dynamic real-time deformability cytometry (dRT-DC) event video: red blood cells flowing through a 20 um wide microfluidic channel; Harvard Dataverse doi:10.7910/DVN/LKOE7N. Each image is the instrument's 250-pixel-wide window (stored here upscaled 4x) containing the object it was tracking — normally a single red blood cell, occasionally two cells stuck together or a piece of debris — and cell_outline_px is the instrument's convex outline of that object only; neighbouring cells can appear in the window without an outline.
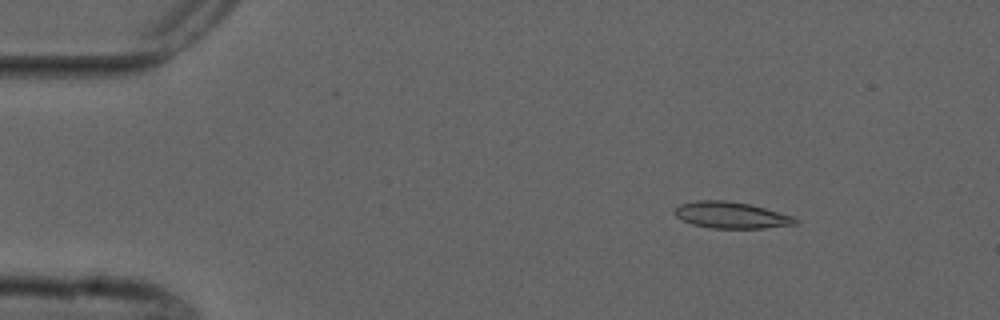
{"species": "common noctule bat (a hibernating species)", "species_latin": "Nyctalus noctula", "temperature_condition": "cold", "stored_images_in_passage": 8, "camera_frame_rate_fps": 3000, "um_per_image_px": 0.085, "animal": {"sex": "male", "forearm_length_mm": 52.5}, "frame": {"image": 1, "passage_image": 3, "time_ms": 2.333, "image_size_px": [1000, 320], "cell_outline_px": [[800, 224], [764, 228], [712, 228], [692, 224], [676, 216], [672, 212], [680, 204], [696, 200], [728, 200], [752, 204], [792, 216], [800, 220]], "centroid_in_image_um": [62.18, 18.28], "position_along_channel_um": 22.8, "area_um2": 18.79}}
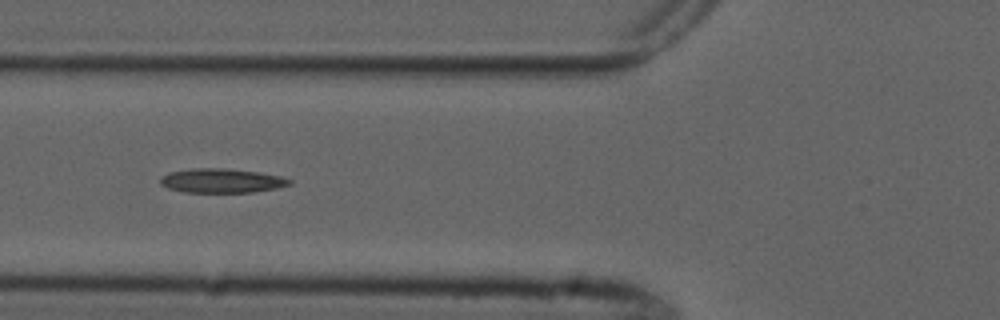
{"frame": {"image": 2, "passage_image": 6, "time_ms": 6.667, "image_size_px": [1000, 320], "cell_outline_px": [[292, 184], [276, 188], [252, 192], [184, 192], [168, 188], [160, 184], [160, 176], [168, 172], [192, 168], [224, 168], [256, 172], [280, 176], [292, 180]], "centroid_in_image_um": [18.79, 15.35], "position_along_channel_um": 107.0, "area_um2": 18.21}}
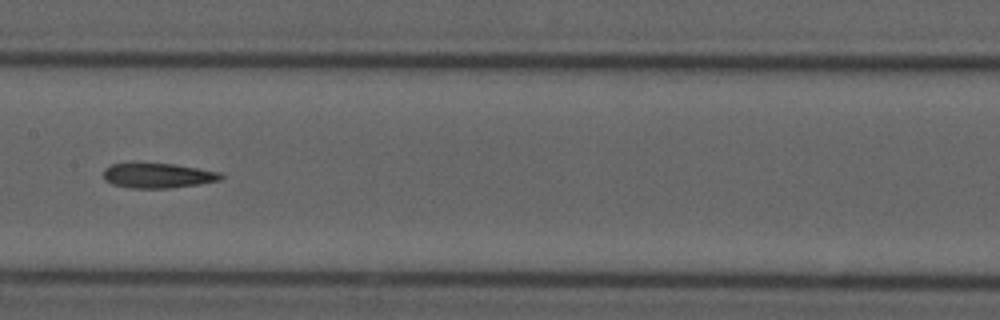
{"frame": {"image": 3, "passage_image": 8, "time_ms": 9.0, "image_size_px": [1000, 320], "cell_outline_px": [[224, 176], [220, 180], [200, 184], [168, 188], [132, 188], [112, 184], [104, 180], [104, 168], [112, 164], [172, 164], [220, 172]], "centroid_in_image_um": [13.42, 14.94], "position_along_channel_um": 194.0, "area_um2": 16.76}}